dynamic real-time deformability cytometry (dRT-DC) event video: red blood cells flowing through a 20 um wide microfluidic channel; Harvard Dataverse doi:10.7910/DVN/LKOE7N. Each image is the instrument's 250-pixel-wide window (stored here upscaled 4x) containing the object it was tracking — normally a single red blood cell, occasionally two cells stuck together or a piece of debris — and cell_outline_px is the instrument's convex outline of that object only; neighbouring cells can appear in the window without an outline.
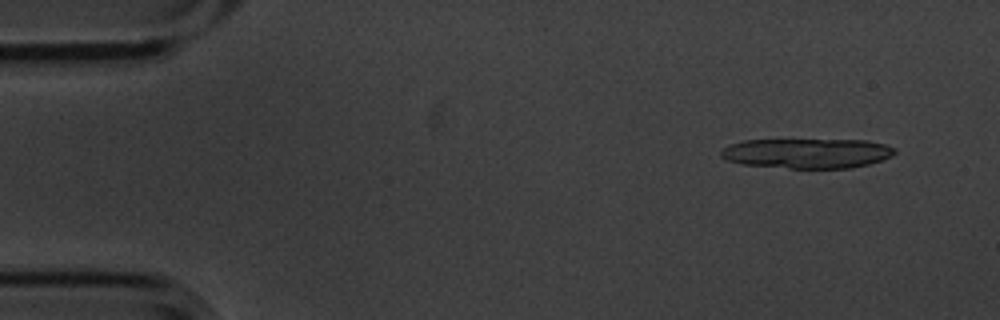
{"species": "common noctule bat (a hibernating species)", "species_latin": "Nyctalus noctula", "temperature_condition": "cold", "stored_images_in_passage": 6, "camera_frame_rate_fps": 3000, "um_per_image_px": 0.085, "animal": {"sex": "male", "body_mass_g": 20.1, "forearm_length_mm": 53.5}, "frame": {"image": 1, "passage_image": 1, "time_ms": 0.0, "image_size_px": [1000, 320], "cell_outline_px": [[896, 152], [892, 156], [868, 164], [852, 168], [788, 168], [740, 164], [724, 160], [720, 156], [720, 152], [724, 148], [732, 144], [744, 140], [868, 140], [884, 144], [896, 148]], "centroid_in_image_um": [68.6, 13.03], "position_along_channel_um": 16.4, "area_um2": 30.35}}